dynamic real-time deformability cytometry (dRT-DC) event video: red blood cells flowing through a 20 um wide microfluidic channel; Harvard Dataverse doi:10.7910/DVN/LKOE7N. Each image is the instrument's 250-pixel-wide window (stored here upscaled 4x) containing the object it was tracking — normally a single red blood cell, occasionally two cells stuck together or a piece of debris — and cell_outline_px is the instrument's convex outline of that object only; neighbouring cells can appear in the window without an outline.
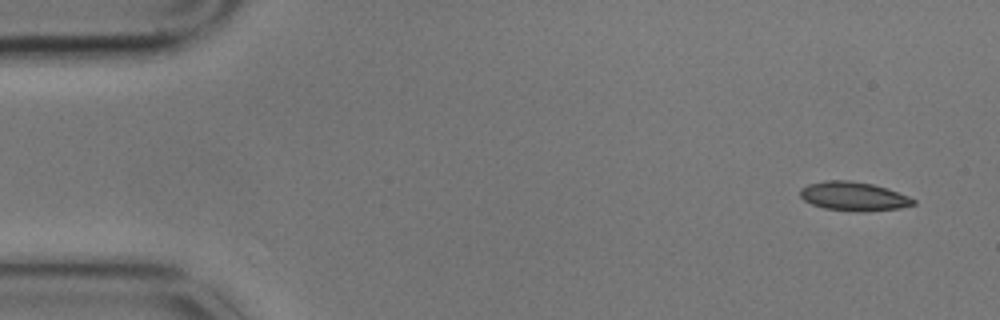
{"species": "common noctule bat (a hibernating species)", "species_latin": "Nyctalus noctula", "temperature_condition": "cold", "stored_images_in_passage": 6, "camera_frame_rate_fps": 3000, "um_per_image_px": 0.085, "animal": {"sex": "male", "body_mass_g": 17.9}, "frame": {"image": 1, "passage_image": 1, "time_ms": 0.0, "image_size_px": [1000, 320], "cell_outline_px": [[916, 204], [900, 208], [860, 212], [856, 212], [824, 208], [812, 204], [804, 200], [800, 196], [800, 188], [808, 184], [824, 180], [848, 180], [872, 184], [888, 188], [908, 196], [916, 200]], "centroid_in_image_um": [72.56, 16.68], "position_along_channel_um": 12.4, "area_um2": 19.19}}
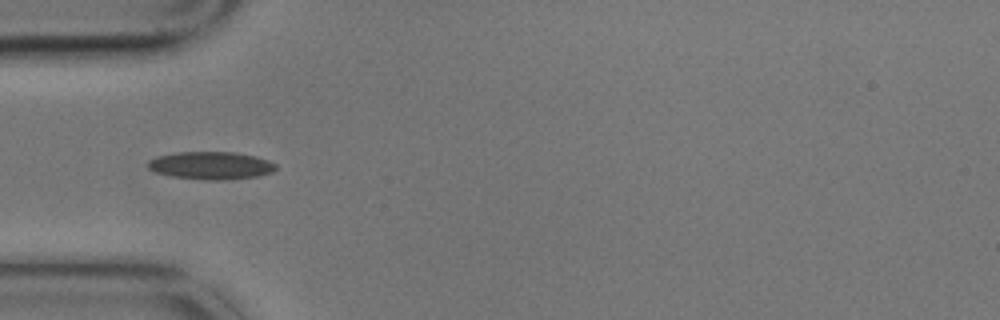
{"frame": {"image": 2, "passage_image": 5, "time_ms": 1.333, "image_size_px": [1000, 320], "cell_outline_px": [[276, 168], [272, 172], [256, 176], [220, 180], [204, 180], [172, 176], [156, 172], [148, 168], [148, 160], [156, 156], [176, 152], [232, 152], [256, 156], [268, 160], [276, 164]], "centroid_in_image_um": [17.91, 14.06], "position_along_channel_um": 67.1, "area_um2": 20.58}}